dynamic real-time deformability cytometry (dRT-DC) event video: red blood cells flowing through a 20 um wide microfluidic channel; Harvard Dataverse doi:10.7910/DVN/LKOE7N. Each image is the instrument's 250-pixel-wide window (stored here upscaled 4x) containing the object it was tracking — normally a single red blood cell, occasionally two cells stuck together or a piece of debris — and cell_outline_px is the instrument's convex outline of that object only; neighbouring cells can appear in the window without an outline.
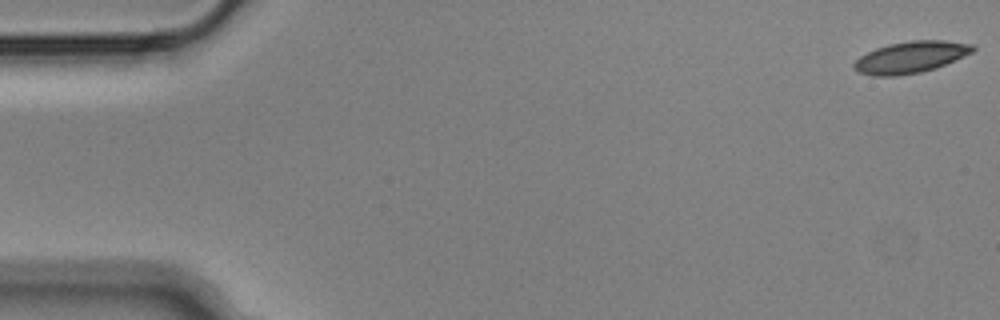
{"species": "Egyptian fruit bat (a non-hibernating species)", "species_latin": "Rousettus aegyptiacus", "temperature_condition": "cold", "stored_images_in_passage": 56, "camera_frame_rate_fps": 3000, "um_per_image_px": 0.085, "animal": {"sex": "male"}, "frame": {"image": 1, "passage_image": 1, "time_ms": 0.0, "image_size_px": [1000, 320], "cell_outline_px": [[976, 48], [972, 52], [964, 56], [936, 68], [920, 72], [896, 76], [872, 76], [860, 72], [852, 68], [852, 64], [860, 56], [876, 48], [888, 44], [912, 40], [944, 40], [972, 44]], "centroid_in_image_um": [77.39, 4.86], "position_along_channel_um": 7.6, "area_um2": 21.85}}
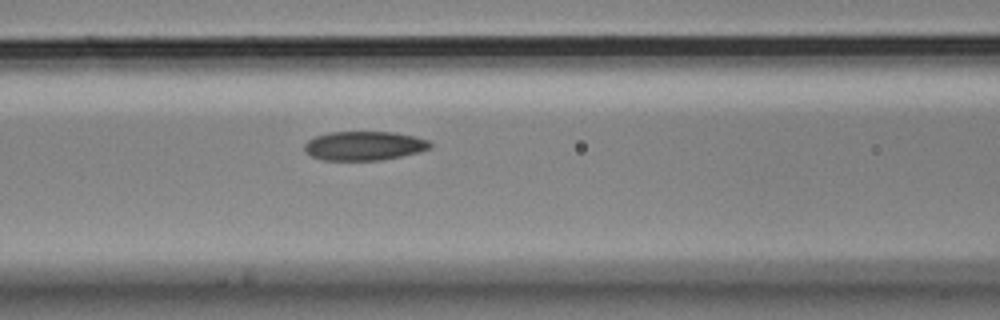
{"frame": {"image": 2, "passage_image": 23, "time_ms": 7.333, "image_size_px": [1000, 320], "cell_outline_px": [[432, 148], [420, 152], [384, 160], [320, 160], [304, 152], [304, 144], [308, 140], [316, 136], [332, 132], [392, 132], [416, 136], [428, 140], [432, 144]], "centroid_in_image_um": [30.98, 12.4], "position_along_channel_um": 135.6, "area_um2": 21.5}}
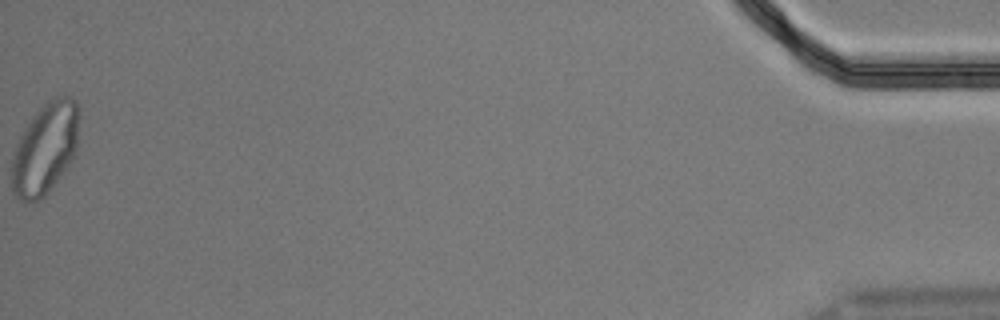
{"frame": {"image": 3, "passage_image": 56, "time_ms": 18.333, "image_size_px": [1000, 320], "cell_outline_px": [[80, 116], [76, 156], [52, 188], [40, 200], [20, 200], [12, 192], [12, 156], [16, 144], [24, 128], [32, 116], [52, 96], [72, 96], [76, 100], [80, 112]], "centroid_in_image_um": [3.88, 12.59], "position_along_channel_um": 431.3, "area_um2": 36.47}, "authors_computed_cell_mechanics": {"area_um2": 21.964, "velocity_mm_per_s": 3.5992, "shape_relaxation_time_tau1_ms": null, "shape_relaxation_time_tau2_ms": 3.355, "deformation_change_tau1": null, "deformation_change_tau2": 0.0804}}